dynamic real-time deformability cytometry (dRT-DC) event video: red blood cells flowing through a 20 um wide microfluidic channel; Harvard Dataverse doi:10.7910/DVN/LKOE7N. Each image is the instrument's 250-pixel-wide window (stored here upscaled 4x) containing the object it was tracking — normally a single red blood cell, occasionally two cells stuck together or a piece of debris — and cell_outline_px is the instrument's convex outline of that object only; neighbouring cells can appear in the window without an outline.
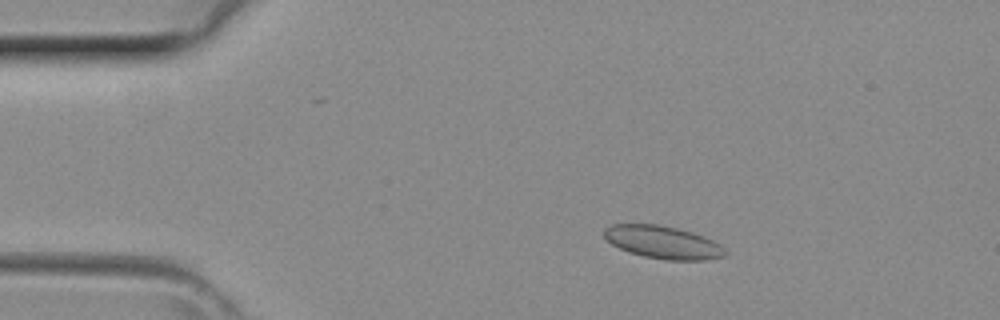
{"species": "common noctule bat (a hibernating species)", "species_latin": "Nyctalus noctula", "temperature_condition": "room temperature", "stored_images_in_passage": 41, "camera_frame_rate_fps": 3000, "um_per_image_px": 0.085, "animal": {"sex": "female", "body_mass_g": 29.2, "forearm_length_mm": 56.3}, "frame": {"image": 1, "passage_image": 7, "time_ms": 2.0, "image_size_px": [1000, 320], "cell_outline_px": [[728, 252], [724, 256], [704, 260], [664, 260], [644, 256], [628, 252], [612, 244], [604, 236], [604, 228], [612, 224], [656, 224], [676, 228], [692, 232], [704, 236], [720, 244]], "centroid_in_image_um": [56.35, 20.59], "position_along_channel_um": 28.6, "area_um2": 23.06}}
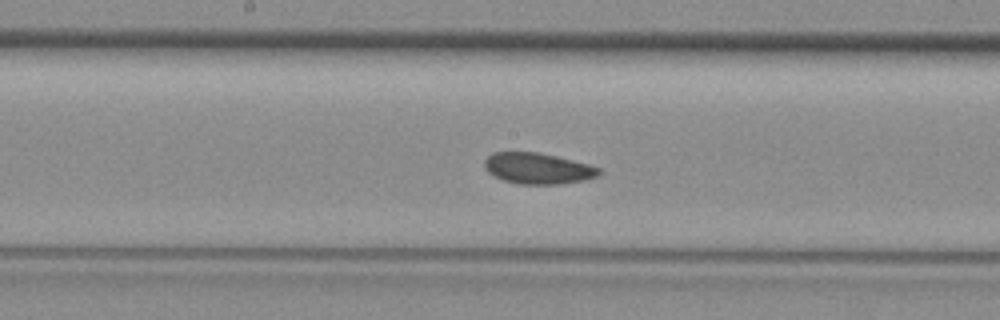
{"frame": {"image": 2, "passage_image": 21, "time_ms": 6.667, "image_size_px": [1000, 320], "cell_outline_px": [[600, 172], [596, 176], [584, 180], [560, 184], [516, 184], [504, 180], [488, 172], [484, 168], [484, 160], [492, 152], [540, 152], [588, 164], [600, 168]], "centroid_in_image_um": [45.68, 14.31], "position_along_channel_um": 202.5, "area_um2": 20.63}}
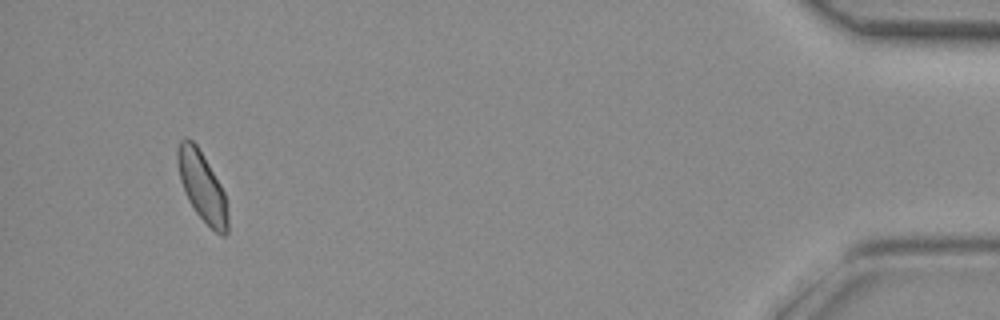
{"frame": {"image": 3, "passage_image": 39, "time_ms": 12.667, "image_size_px": [1000, 320], "cell_outline_px": [[228, 232], [224, 236], [220, 236], [196, 212], [188, 200], [180, 180], [176, 160], [176, 152], [180, 140], [192, 140], [196, 144], [220, 184], [224, 192], [228, 212]], "centroid_in_image_um": [17.18, 15.88], "position_along_channel_um": 418.0, "area_um2": 20.06}}